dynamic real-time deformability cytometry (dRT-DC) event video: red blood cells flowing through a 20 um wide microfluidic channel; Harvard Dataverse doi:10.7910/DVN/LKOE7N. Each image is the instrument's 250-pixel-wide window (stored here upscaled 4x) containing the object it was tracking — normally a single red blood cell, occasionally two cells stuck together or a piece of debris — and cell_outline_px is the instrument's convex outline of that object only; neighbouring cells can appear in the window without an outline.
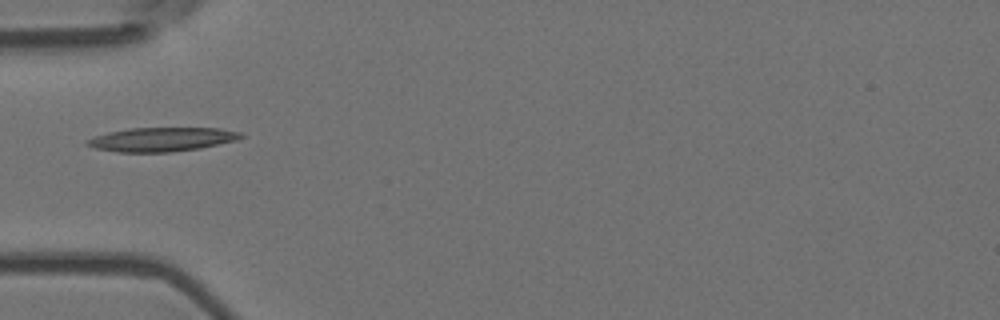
{"species": "Egyptian fruit bat (a non-hibernating species)", "species_latin": "Rousettus aegyptiacus", "temperature_condition": "room temperature", "stored_images_in_passage": 6, "camera_frame_rate_fps": 3000, "um_per_image_px": 0.085, "animal": {"sex": "female"}, "frame": {"image": 1, "passage_image": 1, "time_ms": 0.0, "image_size_px": [1000, 320], "cell_outline_px": [[244, 136], [236, 140], [200, 148], [172, 152], [120, 152], [96, 148], [84, 144], [84, 140], [108, 132], [128, 128], [220, 128], [244, 132]], "centroid_in_image_um": [13.76, 11.84], "position_along_channel_um": 71.2, "area_um2": 21.56}}
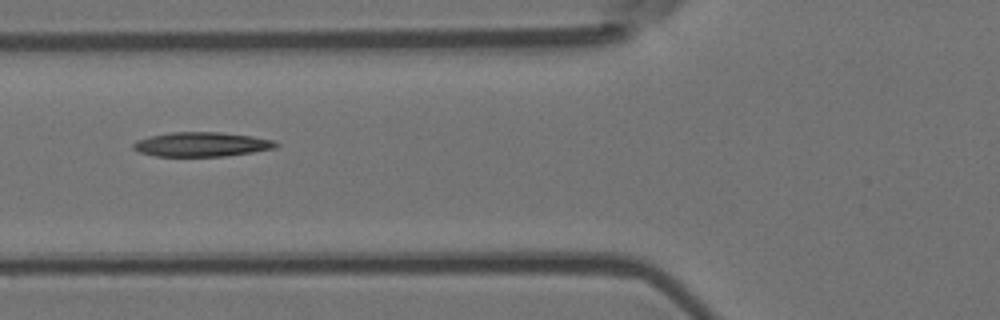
{"frame": {"image": 2, "passage_image": 4, "time_ms": 1.0, "image_size_px": [1000, 320], "cell_outline_px": [[280, 144], [276, 148], [252, 152], [224, 156], [156, 156], [140, 152], [132, 148], [132, 144], [136, 140], [152, 136], [172, 132], [220, 132], [252, 136], [272, 140]], "centroid_in_image_um": [17.14, 12.27], "position_along_channel_um": 108.7, "area_um2": 20.17}}